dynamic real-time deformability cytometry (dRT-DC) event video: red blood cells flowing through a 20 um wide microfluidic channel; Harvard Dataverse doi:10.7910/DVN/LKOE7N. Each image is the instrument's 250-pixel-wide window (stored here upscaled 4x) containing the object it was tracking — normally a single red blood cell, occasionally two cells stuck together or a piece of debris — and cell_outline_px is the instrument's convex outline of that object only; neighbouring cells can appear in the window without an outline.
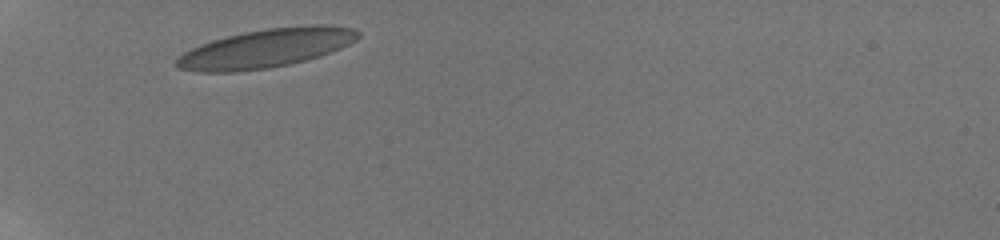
{"species": "human", "species_latin": "Homo sapiens", "temperature_condition": "room temperature", "stored_images_in_passage": 28, "camera_frame_rate_fps": 3000, "um_per_image_px": 0.085, "donor": {"sex": "male"}, "frame": {"image": 1, "passage_image": 1, "time_ms": 0.0, "image_size_px": [1000, 240], "cell_outline_px": [[360, 36], [356, 40], [340, 48], [304, 60], [288, 64], [268, 68], [236, 72], [196, 72], [176, 68], [176, 60], [184, 52], [200, 44], [212, 40], [244, 32], [268, 28], [312, 24], [332, 24], [356, 28], [360, 32]], "centroid_in_image_um": [22.63, 4.09], "position_along_channel_um": 62.4, "area_um2": 40.98}}
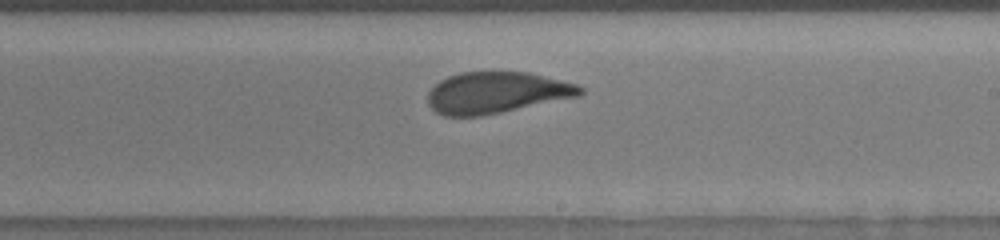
{"frame": {"image": 2, "passage_image": 17, "time_ms": 5.333, "image_size_px": [1000, 240], "cell_outline_px": [[584, 92], [580, 96], [480, 116], [444, 116], [436, 112], [428, 104], [428, 92], [440, 80], [448, 76], [460, 72], [528, 72], [576, 84], [584, 88]], "centroid_in_image_um": [42.19, 7.87], "position_along_channel_um": 246.8, "area_um2": 36.53}}
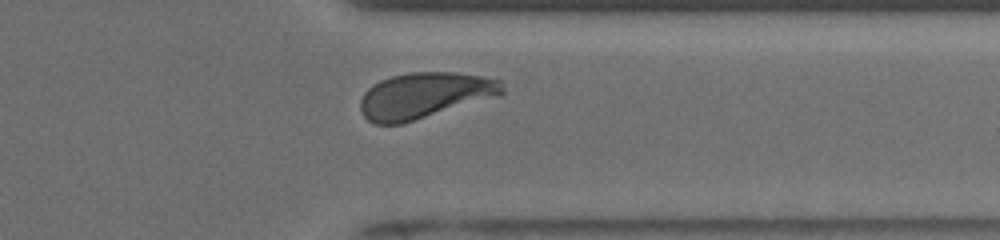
{"frame": {"image": 3, "passage_image": 26, "time_ms": 8.667, "image_size_px": [1000, 240], "cell_outline_px": [[504, 92], [492, 96], [400, 124], [376, 124], [368, 120], [364, 116], [360, 108], [360, 100], [364, 92], [372, 84], [380, 80], [392, 76], [412, 72], [456, 72], [484, 76], [500, 80], [504, 88]], "centroid_in_image_um": [36.01, 8.08], "position_along_channel_um": 375.4, "area_um2": 37.11}, "authors_computed_cell_mechanics": {"area_um2": 37.281, "velocity_mm_per_s": 3.8396, "shape_relaxation_time_tau1_ms": 4.1182, "shape_relaxation_time_tau2_ms": null, "deformation_change_tau1": 0.1372, "deformation_change_tau2": null}}